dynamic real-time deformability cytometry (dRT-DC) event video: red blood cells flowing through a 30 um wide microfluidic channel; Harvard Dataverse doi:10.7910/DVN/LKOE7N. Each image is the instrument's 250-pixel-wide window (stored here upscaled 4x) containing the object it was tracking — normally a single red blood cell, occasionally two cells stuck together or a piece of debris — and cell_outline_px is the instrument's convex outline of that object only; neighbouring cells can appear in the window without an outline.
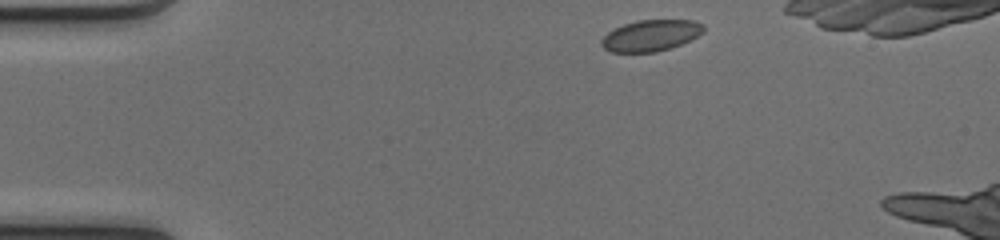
{"species": "common noctule bat (a hibernating species)", "species_latin": "Nyctalus noctula", "temperature_condition": "cold", "stored_images_in_passage": 9, "camera_frame_rate_fps": 3000, "um_per_image_px": 0.085, "animal": {"sex": "female", "body_mass_g": 17.0, "forearm_length_mm": 48.0}, "frame": {"image": 1, "passage_image": 2, "time_ms": 0.333, "image_size_px": [1000, 240], "cell_outline_px": [[704, 32], [680, 44], [656, 52], [612, 52], [604, 48], [600, 44], [600, 40], [608, 32], [624, 24], [636, 20], [696, 20], [704, 24]], "centroid_in_image_um": [55.31, 3.01], "position_along_channel_um": 29.7, "area_um2": 18.5}}